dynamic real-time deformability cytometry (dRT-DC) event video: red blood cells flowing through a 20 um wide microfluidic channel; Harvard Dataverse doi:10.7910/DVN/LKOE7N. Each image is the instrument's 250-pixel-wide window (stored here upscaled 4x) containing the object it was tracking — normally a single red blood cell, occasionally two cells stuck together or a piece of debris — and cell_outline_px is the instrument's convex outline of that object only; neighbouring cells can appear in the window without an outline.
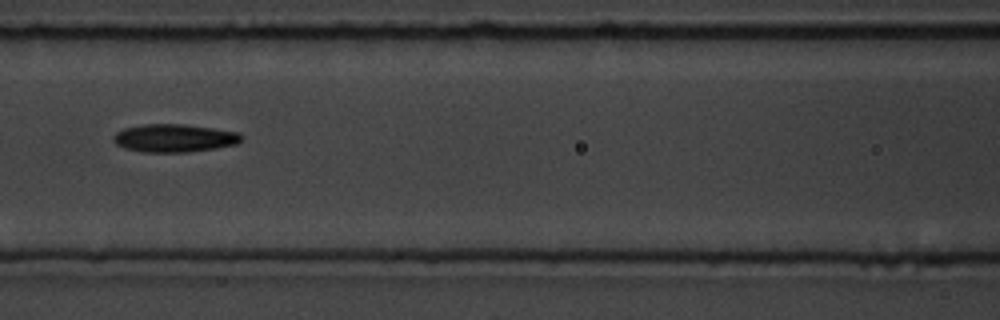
{"species": "common noctule bat (a hibernating species)", "species_latin": "Nyctalus noctula", "temperature_condition": "room temperature", "stored_images_in_passage": 15, "camera_frame_rate_fps": 3000, "um_per_image_px": 0.085, "animal": {"sex": "male", "body_mass_g": 19.5, "forearm_length_mm": 54.6}, "frame": {"image": 1, "passage_image": 7, "time_ms": 8.0, "image_size_px": [1000, 320], "cell_outline_px": [[244, 136], [236, 144], [216, 148], [188, 152], [144, 152], [124, 148], [116, 144], [112, 140], [112, 136], [116, 132], [124, 128], [144, 124], [184, 124], [240, 132]], "centroid_in_image_um": [14.8, 11.73], "position_along_channel_um": 151.8, "area_um2": 20.98}}
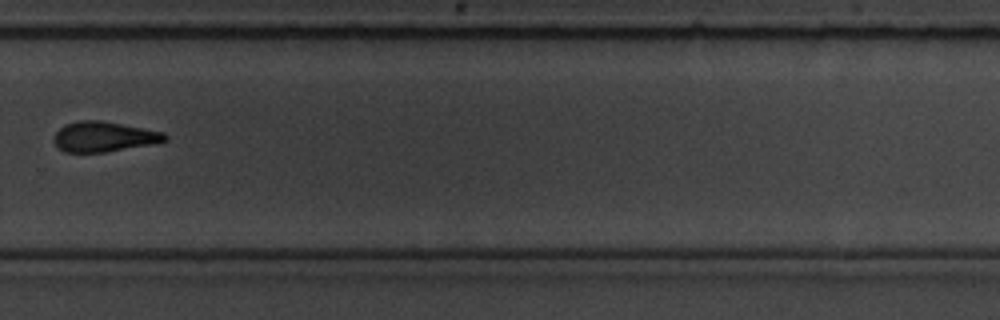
{"frame": {"image": 2, "passage_image": 11, "time_ms": 12.667, "image_size_px": [1000, 320], "cell_outline_px": [[168, 140], [152, 144], [104, 152], [64, 152], [56, 148], [52, 140], [52, 136], [64, 124], [80, 120], [100, 120], [164, 132], [168, 136]], "centroid_in_image_um": [8.77, 11.62], "position_along_channel_um": 321.0, "area_um2": 19.65}}
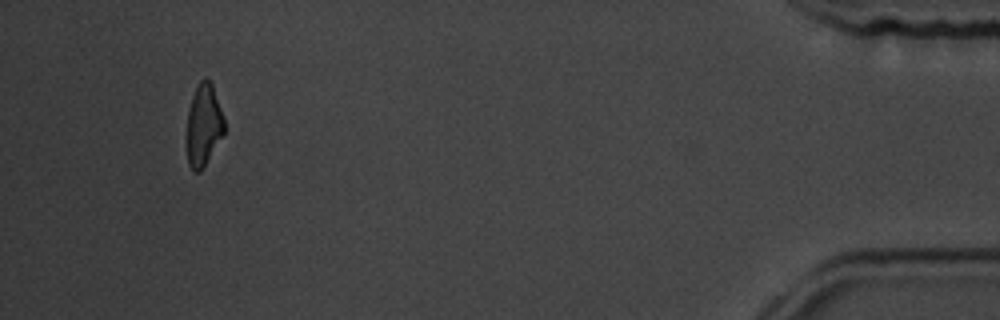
{"frame": {"image": 3, "passage_image": 15, "time_ms": 17.333, "image_size_px": [1000, 320], "cell_outline_px": [[224, 132], [200, 172], [192, 172], [188, 164], [188, 108], [192, 96], [200, 80], [204, 76], [212, 84], [224, 116]], "centroid_in_image_um": [17.31, 10.61], "position_along_channel_um": 417.9, "area_um2": 17.57}}